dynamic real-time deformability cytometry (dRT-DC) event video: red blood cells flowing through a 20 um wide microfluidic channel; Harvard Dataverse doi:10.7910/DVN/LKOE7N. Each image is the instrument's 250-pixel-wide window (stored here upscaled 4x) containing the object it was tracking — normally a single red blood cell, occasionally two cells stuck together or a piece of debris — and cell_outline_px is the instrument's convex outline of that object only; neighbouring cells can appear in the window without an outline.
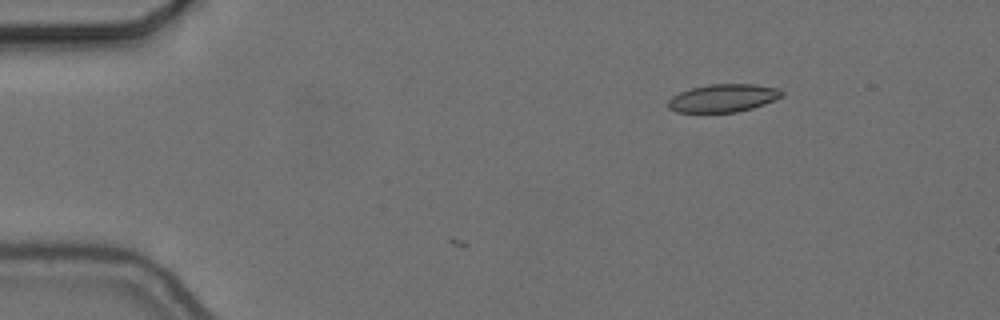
{"species": "common noctule bat (a hibernating species)", "species_latin": "Nyctalus noctula", "temperature_condition": "cold", "stored_images_in_passage": 4, "camera_frame_rate_fps": 3000, "um_per_image_px": 0.085, "animal": {"sex": "female", "body_mass_g": 24.6, "forearm_length_mm": 56.2}, "frame": {"image": 1, "passage_image": 1, "time_ms": 0.0, "image_size_px": [1000, 320], "cell_outline_px": [[784, 96], [776, 100], [752, 108], [736, 112], [676, 112], [668, 108], [668, 100], [672, 96], [680, 92], [692, 88], [712, 84], [756, 84], [780, 88], [784, 92]], "centroid_in_image_um": [61.52, 8.33], "position_along_channel_um": 23.5, "area_um2": 18.61}}